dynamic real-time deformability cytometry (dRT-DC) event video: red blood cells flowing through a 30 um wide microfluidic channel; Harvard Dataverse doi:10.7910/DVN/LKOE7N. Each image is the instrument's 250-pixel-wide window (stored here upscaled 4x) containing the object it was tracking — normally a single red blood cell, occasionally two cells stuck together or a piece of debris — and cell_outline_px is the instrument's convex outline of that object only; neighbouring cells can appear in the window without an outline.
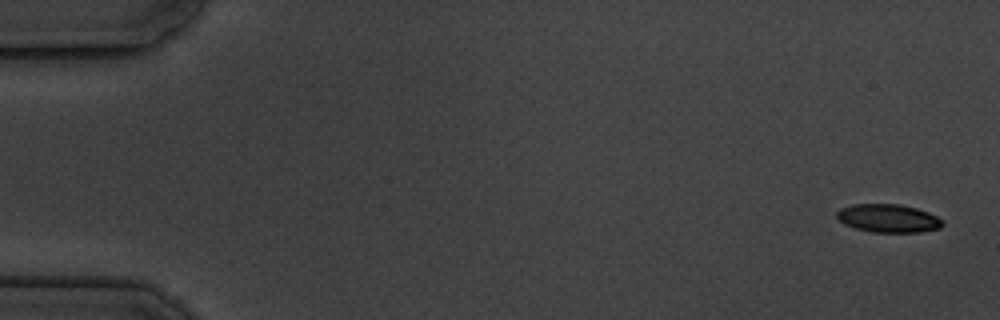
{"species": "common noctule bat (a hibernating species)", "species_latin": "Nyctalus noctula", "temperature_condition": "cold", "stored_images_in_passage": 7, "camera_frame_rate_fps": 3000, "um_per_image_px": 0.085, "animal": {"sex": "male", "body_mass_g": 19.5, "forearm_length_mm": 54.6}, "frame": {"image": 1, "passage_image": 1, "time_ms": 0.0, "image_size_px": [1000, 320], "cell_outline_px": [[944, 224], [940, 228], [920, 232], [872, 232], [856, 228], [844, 224], [836, 216], [836, 212], [840, 208], [852, 204], [900, 204], [916, 208], [928, 212], [944, 220]], "centroid_in_image_um": [75.51, 18.55], "position_along_channel_um": 9.5, "area_um2": 17.46}}
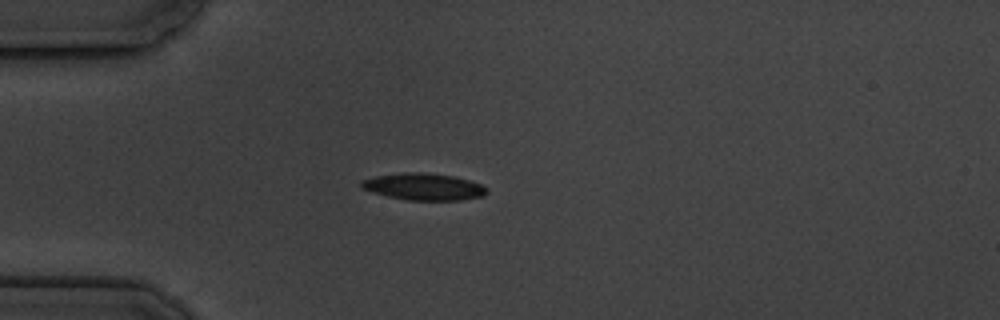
{"frame": {"image": 2, "passage_image": 5, "time_ms": 4.667, "image_size_px": [1000, 320], "cell_outline_px": [[488, 192], [484, 196], [460, 200], [408, 200], [388, 196], [372, 192], [360, 188], [360, 180], [376, 176], [404, 172], [420, 172], [452, 176], [468, 180], [480, 184], [488, 188]], "centroid_in_image_um": [36.0, 15.87], "position_along_channel_um": 49.0, "area_um2": 19.59}}